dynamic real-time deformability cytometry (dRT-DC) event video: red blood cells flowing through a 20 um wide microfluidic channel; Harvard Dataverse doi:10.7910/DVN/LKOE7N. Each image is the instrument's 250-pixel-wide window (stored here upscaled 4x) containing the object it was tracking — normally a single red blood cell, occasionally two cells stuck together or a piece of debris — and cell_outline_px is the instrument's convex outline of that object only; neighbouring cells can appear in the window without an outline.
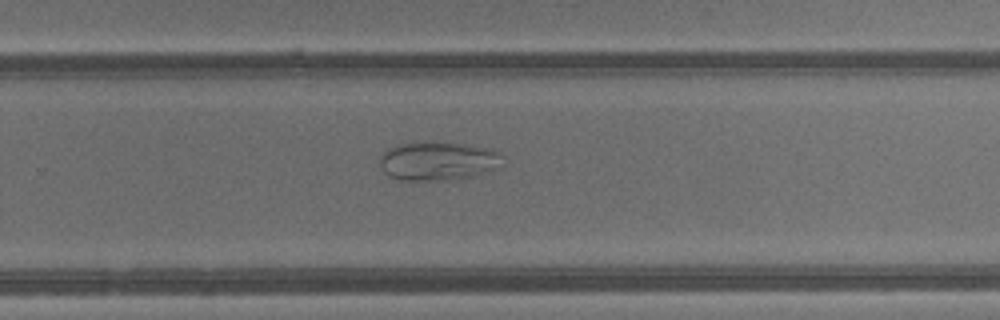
{"species": "common noctule bat (a hibernating species)", "species_latin": "Nyctalus noctula", "temperature_condition": "warm", "stored_images_in_passage": 35, "camera_frame_rate_fps": 3000, "um_per_image_px": 0.085, "animal": {"sex": "male", "body_mass_g": 13.3}, "frame": {"image": 1, "passage_image": 25, "time_ms": 8.0, "image_size_px": [1000, 320], "cell_outline_px": [[504, 156], [500, 168], [492, 172], [472, 176], [444, 180], [400, 180], [388, 176], [384, 172], [380, 164], [380, 156], [388, 148], [400, 144], [432, 140], [464, 144], [492, 148], [500, 152]], "centroid_in_image_um": [37.29, 13.67], "position_along_channel_um": 292.5, "area_um2": 28.44}}
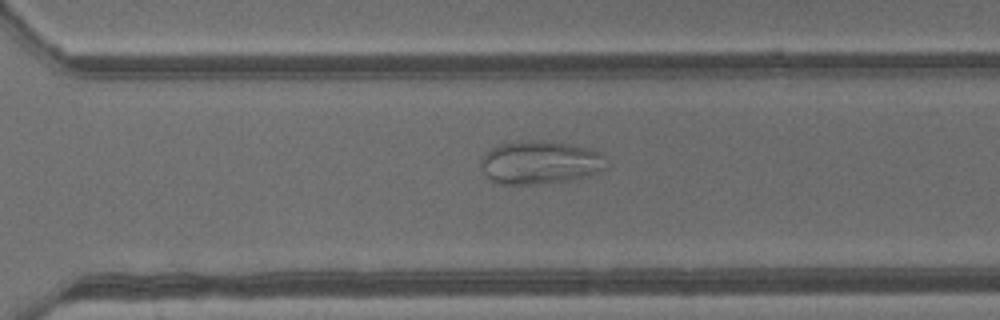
{"frame": {"image": 2, "passage_image": 27, "time_ms": 8.667, "image_size_px": [1000, 320], "cell_outline_px": [[608, 168], [600, 172], [572, 180], [532, 184], [496, 184], [484, 172], [480, 164], [480, 156], [492, 148], [504, 144], [532, 140], [540, 140], [568, 144], [588, 148], [600, 152]], "centroid_in_image_um": [45.91, 13.82], "position_along_channel_um": 324.7, "area_um2": 31.44}}
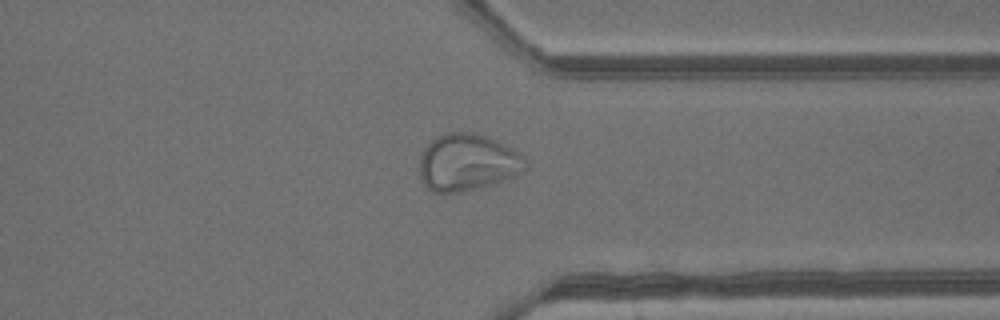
{"frame": {"image": 3, "passage_image": 30, "time_ms": 9.667, "image_size_px": [1000, 320], "cell_outline_px": [[524, 168], [516, 176], [496, 184], [480, 188], [460, 192], [432, 192], [424, 184], [420, 176], [420, 156], [424, 148], [436, 136], [448, 132], [468, 132], [488, 136], [512, 148], [524, 160]], "centroid_in_image_um": [39.7, 13.81], "position_along_channel_um": 371.7, "area_um2": 35.08}}